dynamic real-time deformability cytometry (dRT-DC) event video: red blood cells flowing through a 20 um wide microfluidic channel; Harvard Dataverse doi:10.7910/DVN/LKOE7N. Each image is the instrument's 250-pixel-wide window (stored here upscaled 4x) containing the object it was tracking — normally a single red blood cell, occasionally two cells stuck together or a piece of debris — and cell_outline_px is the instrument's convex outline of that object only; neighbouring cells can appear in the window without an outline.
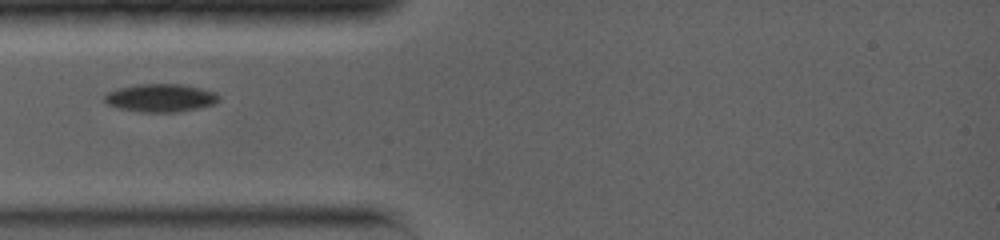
{"species": "common noctule bat (a hibernating species)", "species_latin": "Nyctalus noctula", "temperature_condition": "warm", "stored_images_in_passage": 33, "camera_frame_rate_fps": 5000, "um_per_image_px": 0.085, "animal": {"sex": "female", "body_mass_g": 19.0, "forearm_length_mm": 56.7}, "frame": {"image": 1, "passage_image": 1, "time_ms": 0.0, "image_size_px": [1000, 240], "cell_outline_px": [[220, 100], [216, 104], [176, 112], [140, 112], [120, 108], [108, 104], [104, 100], [104, 96], [108, 92], [120, 88], [140, 84], [180, 84], [200, 88], [216, 92], [220, 96]], "centroid_in_image_um": [13.69, 8.32], "position_along_channel_um": 71.3, "area_um2": 18.55}}
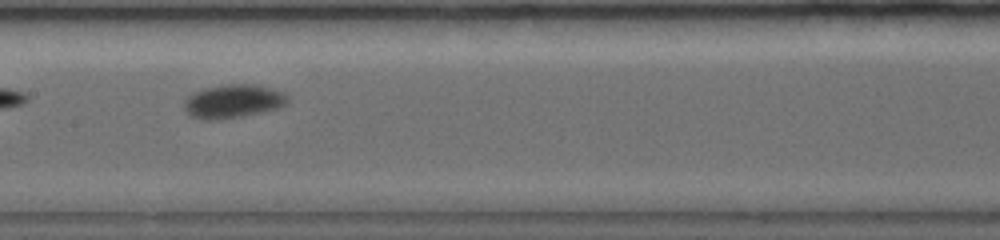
{"frame": {"image": 2, "passage_image": 10, "time_ms": 3.0, "image_size_px": [1000, 240], "cell_outline_px": [[288, 100], [284, 104], [276, 108], [244, 116], [212, 120], [200, 120], [192, 116], [184, 108], [184, 100], [188, 96], [204, 88], [228, 84], [252, 84], [284, 92], [288, 96]], "centroid_in_image_um": [19.78, 8.61], "position_along_channel_um": 187.6, "area_um2": 19.94}}
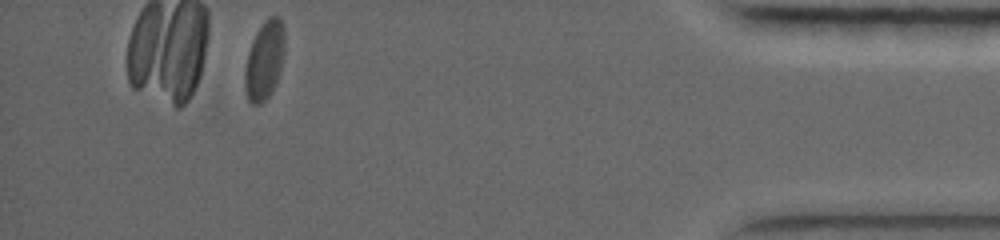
{"frame": {"image": 3, "passage_image": 32, "time_ms": 10.4, "image_size_px": [1000, 240], "cell_outline_px": [[284, 52], [280, 72], [276, 84], [272, 92], [260, 104], [252, 104], [248, 100], [244, 88], [244, 72], [248, 52], [252, 40], [256, 32], [264, 20], [268, 16], [280, 16], [284, 24]], "centroid_in_image_um": [22.48, 5.1], "position_along_channel_um": 412.7, "area_um2": 18.61}}